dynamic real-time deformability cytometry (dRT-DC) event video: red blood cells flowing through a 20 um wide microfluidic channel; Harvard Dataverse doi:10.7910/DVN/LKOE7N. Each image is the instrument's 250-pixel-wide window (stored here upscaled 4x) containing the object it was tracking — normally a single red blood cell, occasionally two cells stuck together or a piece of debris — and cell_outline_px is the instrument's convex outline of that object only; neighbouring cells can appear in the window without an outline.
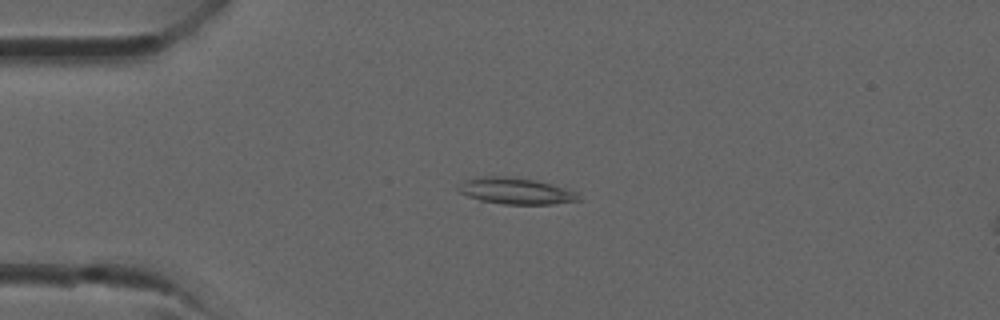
{"species": "common noctule bat (a hibernating species)", "species_latin": "Nyctalus noctula", "temperature_condition": "room temperature", "stored_images_in_passage": 32, "camera_frame_rate_fps": 3000, "um_per_image_px": 0.085, "animal": {"sex": "male", "forearm_length_mm": 52.5}, "frame": {"image": 1, "passage_image": 9, "time_ms": 2.667, "image_size_px": [1000, 320], "cell_outline_px": [[584, 200], [552, 204], [504, 204], [480, 200], [468, 196], [460, 192], [456, 188], [464, 180], [480, 176], [504, 176], [536, 180], [552, 184], [580, 192]], "centroid_in_image_um": [43.91, 16.23], "position_along_channel_um": 41.1, "area_um2": 18.73}}
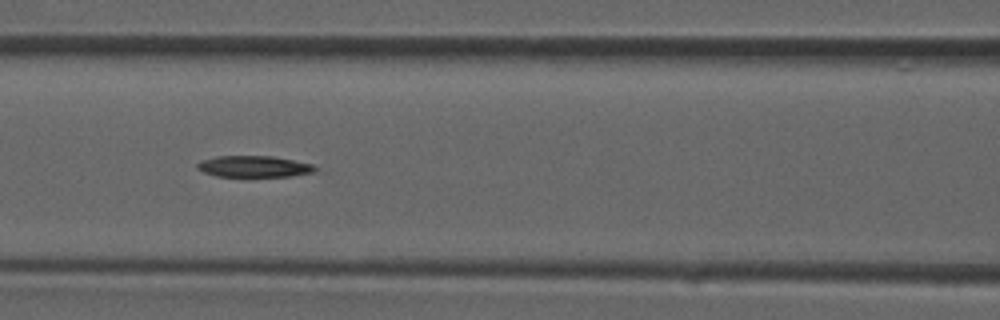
{"frame": {"image": 2, "passage_image": 16, "time_ms": 5.0, "image_size_px": [1000, 320], "cell_outline_px": [[316, 168], [312, 172], [292, 176], [216, 176], [204, 172], [196, 168], [196, 164], [200, 160], [216, 156], [272, 156], [312, 164]], "centroid_in_image_um": [21.52, 14.14], "position_along_channel_um": 145.1, "area_um2": 14.51}}
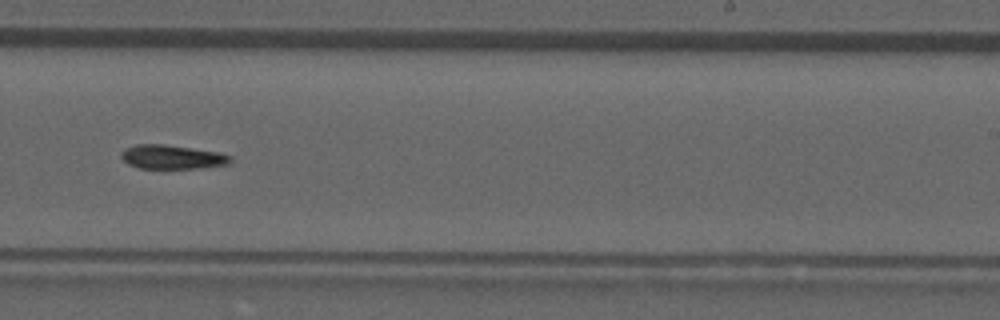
{"frame": {"image": 3, "passage_image": 23, "time_ms": 7.333, "image_size_px": [1000, 320], "cell_outline_px": [[232, 160], [228, 164], [200, 168], [140, 168], [128, 164], [120, 156], [120, 152], [136, 144], [164, 144], [220, 152], [232, 156]], "centroid_in_image_um": [14.65, 13.34], "position_along_channel_um": 274.4, "area_um2": 15.26}}